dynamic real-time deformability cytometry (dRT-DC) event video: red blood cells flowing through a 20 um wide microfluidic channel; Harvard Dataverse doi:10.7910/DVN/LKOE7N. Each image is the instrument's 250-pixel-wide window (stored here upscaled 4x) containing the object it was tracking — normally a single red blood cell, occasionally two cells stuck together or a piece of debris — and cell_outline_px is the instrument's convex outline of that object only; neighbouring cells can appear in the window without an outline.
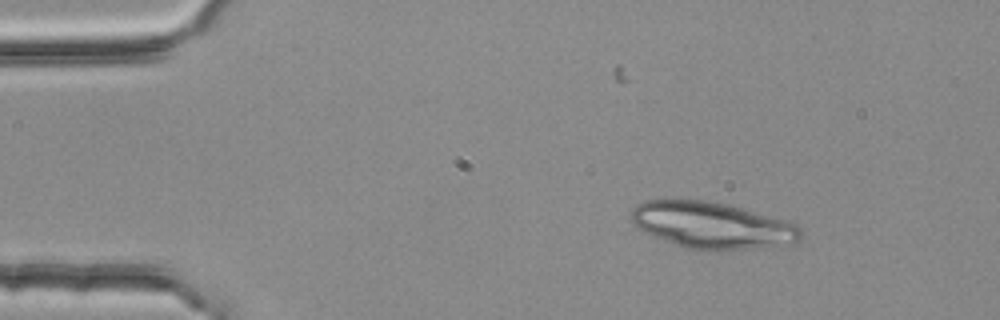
{"species": "common noctule bat (a hibernating species)", "species_latin": "Nyctalus noctula", "temperature_condition": "room temperature", "stored_images_in_passage": 5, "camera_frame_rate_fps": 3000, "um_per_image_px": 0.085, "animal": {"sex": "female", "body_mass_g": 25.1}, "frame": {"image": 1, "passage_image": 1, "time_ms": 0.0, "image_size_px": [1000, 320], "cell_outline_px": [[800, 240], [716, 252], [704, 252], [684, 248], [652, 236], [644, 232], [632, 220], [632, 208], [636, 204], [644, 200], [704, 200], [728, 204], [784, 220], [796, 224], [800, 228]], "centroid_in_image_um": [60.42, 19.15], "position_along_channel_um": 24.6, "area_um2": 45.43}}